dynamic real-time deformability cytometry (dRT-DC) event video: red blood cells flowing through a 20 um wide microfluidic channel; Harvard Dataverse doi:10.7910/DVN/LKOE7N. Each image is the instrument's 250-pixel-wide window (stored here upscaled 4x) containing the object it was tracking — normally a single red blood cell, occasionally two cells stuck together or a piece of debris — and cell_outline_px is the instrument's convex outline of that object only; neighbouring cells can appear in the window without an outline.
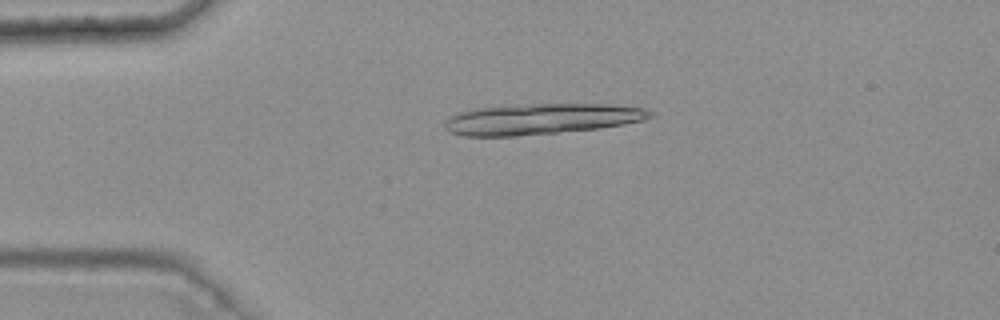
{"species": "common noctule bat (a hibernating species)", "species_latin": "Nyctalus noctula", "temperature_condition": "warm", "stored_images_in_passage": 5, "camera_frame_rate_fps": 3000, "um_per_image_px": 0.085, "animal": {"sex": "female", "body_mass_g": 25.1}, "frame": {"image": 1, "passage_image": 4, "time_ms": 1.0, "image_size_px": [1000, 320], "cell_outline_px": [[652, 116], [644, 120], [624, 124], [600, 128], [516, 136], [464, 136], [452, 132], [444, 124], [444, 120], [460, 112], [476, 108], [532, 104], [604, 104], [644, 108], [652, 112]], "centroid_in_image_um": [46.03, 10.11], "position_along_channel_um": 39.0, "area_um2": 36.41}}